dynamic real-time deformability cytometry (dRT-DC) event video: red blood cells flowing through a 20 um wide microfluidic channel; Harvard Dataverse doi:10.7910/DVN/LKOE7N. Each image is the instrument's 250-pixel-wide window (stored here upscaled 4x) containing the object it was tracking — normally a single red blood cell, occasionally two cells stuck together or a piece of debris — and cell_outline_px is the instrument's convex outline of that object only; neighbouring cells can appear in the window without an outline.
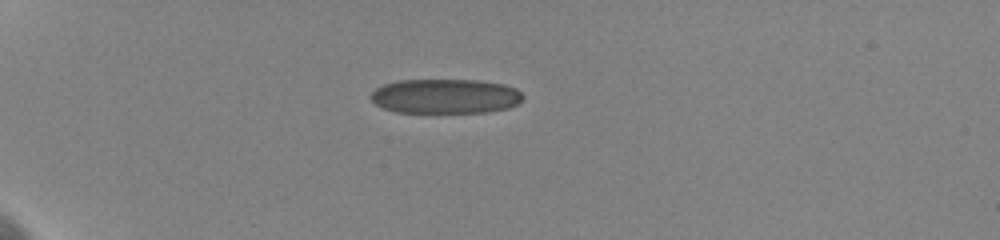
{"species": "human", "species_latin": "Homo sapiens", "temperature_condition": "cold", "stored_images_in_passage": 42, "camera_frame_rate_fps": 3000, "um_per_image_px": 0.085, "donor": {"sex": "female"}, "frame": {"image": 1, "passage_image": 1, "time_ms": 0.0, "image_size_px": [1000, 240], "cell_outline_px": [[524, 100], [520, 104], [508, 108], [488, 112], [396, 112], [384, 108], [376, 104], [372, 100], [372, 92], [376, 88], [384, 84], [396, 80], [480, 80], [504, 84], [516, 88], [524, 96]], "centroid_in_image_um": [37.92, 8.17], "position_along_channel_um": 47.1, "area_um2": 30.87}}
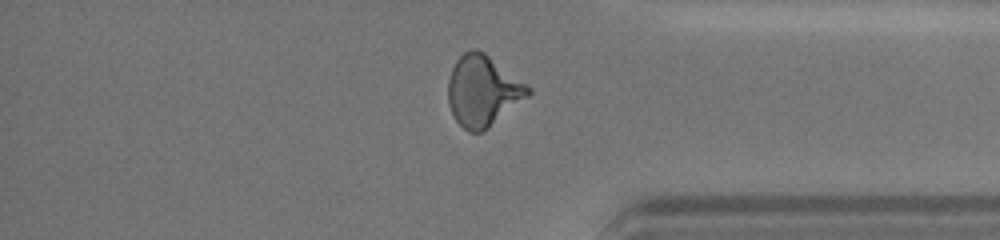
{"frame": {"image": 2, "passage_image": 34, "time_ms": 11.0, "image_size_px": [1000, 240], "cell_outline_px": [[532, 92], [528, 96], [488, 128], [480, 132], [468, 132], [456, 120], [448, 104], [448, 80], [452, 68], [456, 60], [464, 52], [472, 48], [476, 48], [484, 52], [532, 88]], "centroid_in_image_um": [41.03, 7.71], "position_along_channel_um": 394.2, "area_um2": 32.77}}
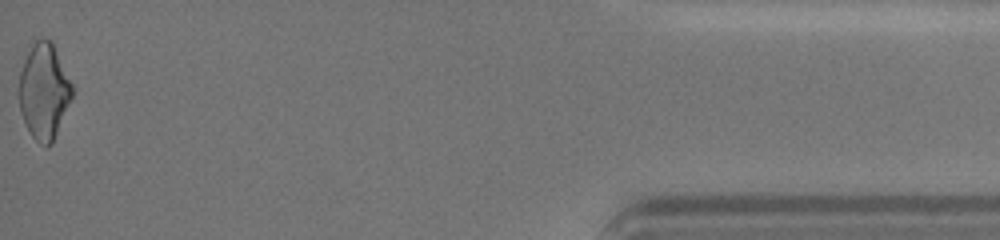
{"frame": {"image": 3, "passage_image": 42, "time_ms": 13.667, "image_size_px": [1000, 240], "cell_outline_px": [[72, 96], [52, 144], [48, 148], [44, 148], [32, 136], [20, 112], [20, 72], [24, 60], [32, 44], [40, 36], [44, 36], [52, 40], [72, 84]], "centroid_in_image_um": [3.74, 7.74], "position_along_channel_um": 431.5, "area_um2": 29.48}, "authors_computed_cell_mechanics": {"area_um2": 31.2409, "velocity_mm_per_s": 3.611, "shape_relaxation_time_tau1_ms": 9.2022, "shape_relaxation_time_tau2_ms": 1.2001, "deformation_change_tau1": 0.1825, "deformation_change_tau2": 0.0833}}